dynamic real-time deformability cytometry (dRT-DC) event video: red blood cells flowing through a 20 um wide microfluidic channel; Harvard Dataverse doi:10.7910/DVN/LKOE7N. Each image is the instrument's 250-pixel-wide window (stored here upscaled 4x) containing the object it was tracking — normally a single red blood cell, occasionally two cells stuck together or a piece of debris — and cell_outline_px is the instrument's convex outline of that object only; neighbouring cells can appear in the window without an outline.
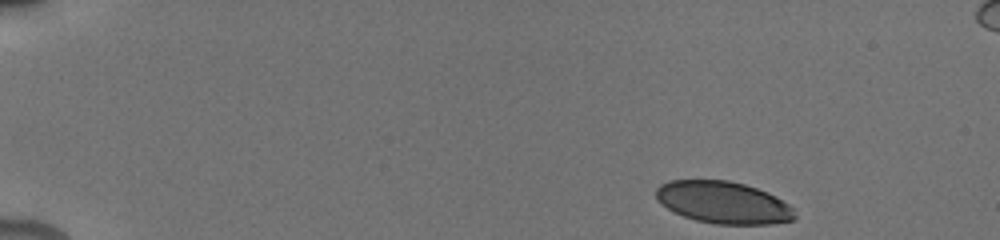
{"species": "human", "species_latin": "Homo sapiens", "temperature_condition": "cold", "stored_images_in_passage": 10, "camera_frame_rate_fps": 3000, "um_per_image_px": 0.085, "donor": {"sex": "male"}, "frame": {"image": 1, "passage_image": 1, "time_ms": 0.0, "image_size_px": [1000, 240], "cell_outline_px": [[796, 220], [772, 224], [716, 224], [696, 220], [684, 216], [668, 208], [656, 196], [656, 188], [660, 184], [668, 180], [728, 180], [744, 184], [768, 192], [776, 196], [788, 204], [792, 208], [796, 216]], "centroid_in_image_um": [61.52, 17.21], "position_along_channel_um": 23.5, "area_um2": 33.93}}